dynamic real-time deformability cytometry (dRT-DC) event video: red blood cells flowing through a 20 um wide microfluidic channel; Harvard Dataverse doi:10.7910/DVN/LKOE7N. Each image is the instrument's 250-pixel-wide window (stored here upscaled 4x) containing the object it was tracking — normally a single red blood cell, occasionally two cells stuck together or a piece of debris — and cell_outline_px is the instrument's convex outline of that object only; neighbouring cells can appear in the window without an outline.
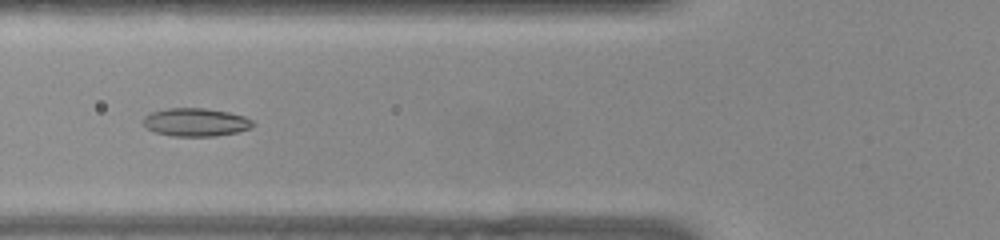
{"species": "common noctule bat (a hibernating species)", "species_latin": "Nyctalus noctula", "temperature_condition": "warm", "stored_images_in_passage": 42, "camera_frame_rate_fps": 3000, "um_per_image_px": 0.085, "animal": {"sex": "female", "body_mass_g": 22.0, "forearm_length_mm": 56.7}, "frame": {"image": 1, "passage_image": 8, "time_ms": 2.333, "image_size_px": [1000, 240], "cell_outline_px": [[256, 124], [252, 128], [236, 132], [216, 136], [172, 136], [156, 132], [148, 128], [144, 124], [144, 116], [152, 112], [168, 108], [204, 108], [228, 112], [244, 116], [252, 120]], "centroid_in_image_um": [16.68, 10.39], "position_along_channel_um": 109.1, "area_um2": 17.92}}
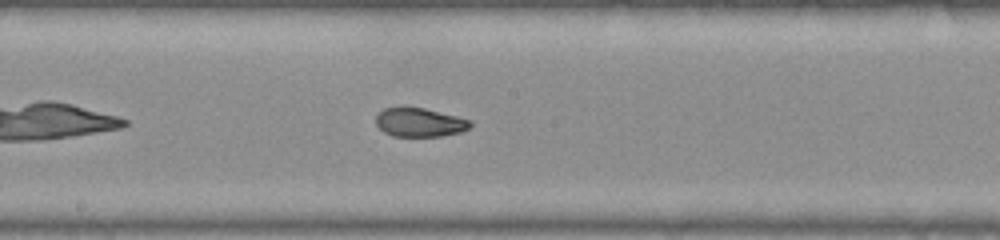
{"frame": {"image": 2, "passage_image": 16, "time_ms": 5.0, "image_size_px": [1000, 240], "cell_outline_px": [[472, 124], [468, 128], [460, 132], [440, 136], [392, 136], [384, 132], [376, 124], [376, 116], [384, 108], [400, 104], [404, 104], [424, 108], [472, 120]], "centroid_in_image_um": [35.62, 10.36], "position_along_channel_um": 212.6, "area_um2": 16.24}}
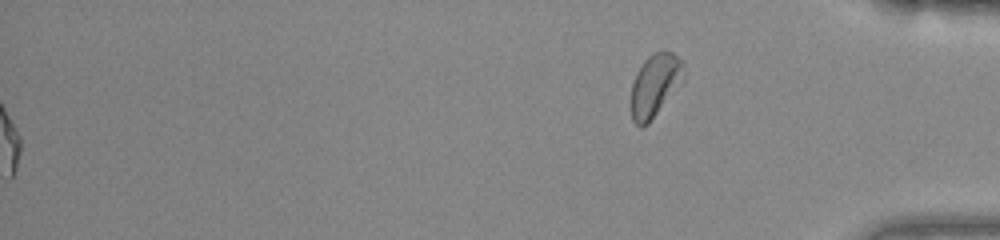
{"frame": {"image": 3, "passage_image": 42, "time_ms": 13.667, "image_size_px": [1000, 240], "cell_outline_px": [[684, 64], [676, 80], [656, 112], [648, 124], [640, 128], [632, 120], [632, 84], [636, 72], [644, 60], [648, 56], [656, 52], [672, 52]], "centroid_in_image_um": [55.53, 7.22], "position_along_channel_um": 379.7, "area_um2": 17.4}, "authors_computed_cell_mechanics": {"area_um2": 17.3689, "velocity_mm_per_s": 3.8908, "shape_relaxation_time_tau1_ms": null, "shape_relaxation_time_tau2_ms": 1.3865, "deformation_change_tau1": null, "deformation_change_tau2": 0.0651}}